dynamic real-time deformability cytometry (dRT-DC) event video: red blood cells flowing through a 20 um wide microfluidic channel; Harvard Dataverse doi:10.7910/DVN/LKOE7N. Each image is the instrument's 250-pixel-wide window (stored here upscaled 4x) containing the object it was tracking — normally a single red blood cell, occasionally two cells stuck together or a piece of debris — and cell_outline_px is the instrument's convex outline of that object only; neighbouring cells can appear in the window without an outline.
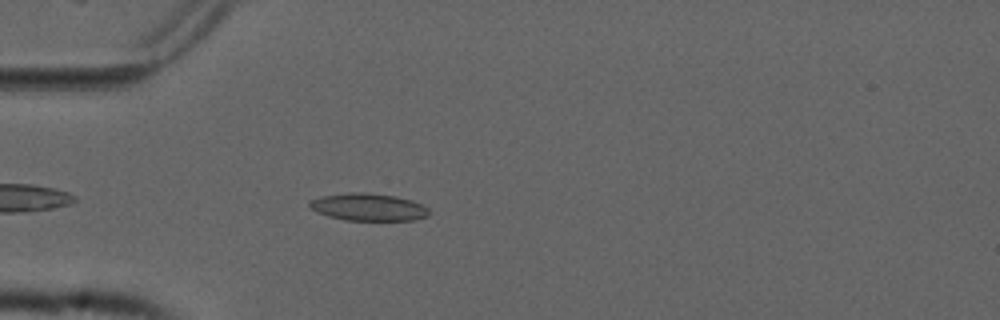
{"species": "common noctule bat (a hibernating species)", "species_latin": "Nyctalus noctula", "temperature_condition": "cold", "stored_images_in_passage": 45, "camera_frame_rate_fps": 3000, "um_per_image_px": 0.085, "animal": {"sex": "male", "forearm_length_mm": 52.5}, "frame": {"image": 1, "passage_image": 6, "time_ms": 1.667, "image_size_px": [1000, 320], "cell_outline_px": [[428, 216], [412, 220], [344, 220], [328, 216], [316, 212], [308, 208], [308, 200], [320, 196], [348, 192], [368, 192], [396, 196], [412, 200], [428, 208]], "centroid_in_image_um": [31.23, 17.59], "position_along_channel_um": 53.8, "area_um2": 19.31}}
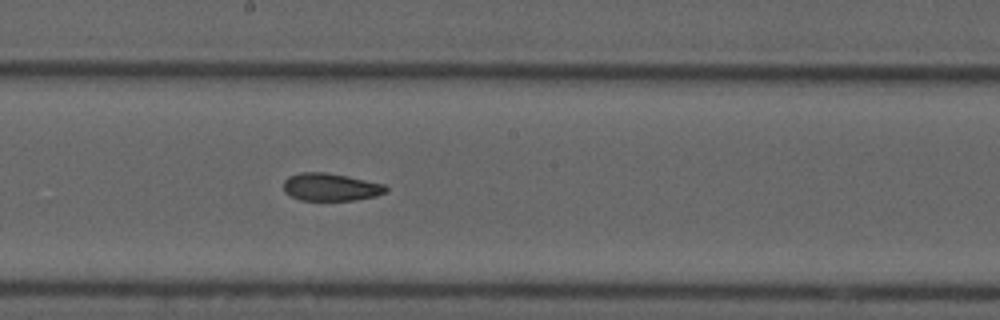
{"frame": {"image": 2, "passage_image": 20, "time_ms": 6.333, "image_size_px": [1000, 320], "cell_outline_px": [[388, 192], [376, 196], [352, 200], [300, 200], [284, 192], [284, 180], [288, 176], [300, 172], [328, 172], [348, 176], [384, 184], [388, 188]], "centroid_in_image_um": [28.11, 15.89], "position_along_channel_um": 220.1, "area_um2": 16.59}}
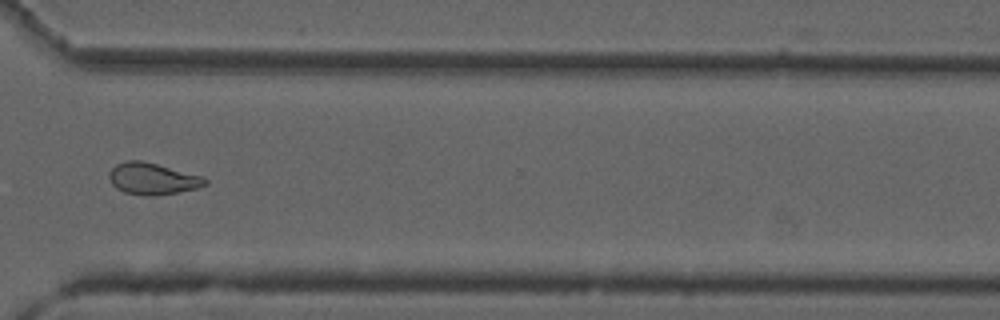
{"frame": {"image": 3, "passage_image": 31, "time_ms": 10.0, "image_size_px": [1000, 320], "cell_outline_px": [[208, 184], [196, 188], [176, 192], [148, 196], [144, 196], [124, 192], [116, 188], [112, 184], [108, 176], [108, 172], [116, 164], [124, 160], [140, 160], [204, 176], [208, 180]], "centroid_in_image_um": [12.94, 15.18], "position_along_channel_um": 357.7, "area_um2": 17.69}, "authors_computed_cell_mechanics": {"area_um2": 17.6868, "velocity_mm_per_s": 3.752, "shape_relaxation_time_tau1_ms": null, "shape_relaxation_time_tau2_ms": 3.0452, "deformation_change_tau1": null, "deformation_change_tau2": 0.0874}}